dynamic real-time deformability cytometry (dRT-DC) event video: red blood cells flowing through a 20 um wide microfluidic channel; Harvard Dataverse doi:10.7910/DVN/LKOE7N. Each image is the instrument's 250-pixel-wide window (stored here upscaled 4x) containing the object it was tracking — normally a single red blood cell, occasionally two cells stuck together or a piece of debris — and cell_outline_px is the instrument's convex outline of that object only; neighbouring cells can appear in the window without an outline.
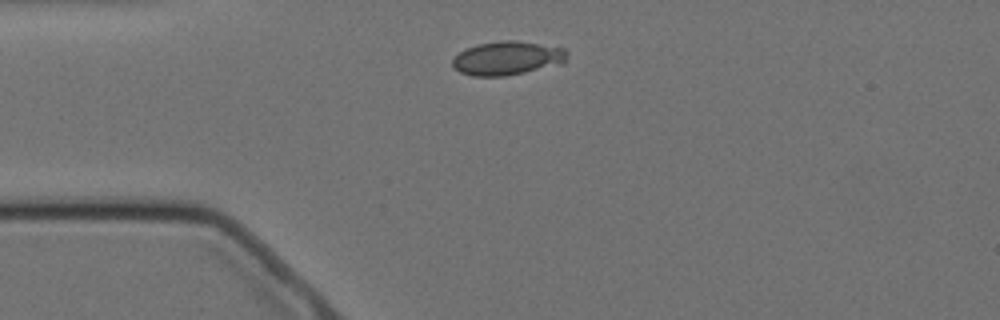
{"species": "Egyptian fruit bat (a non-hibernating species)", "species_latin": "Rousettus aegyptiacus", "temperature_condition": "cold", "stored_images_in_passage": 3, "camera_frame_rate_fps": 3000, "um_per_image_px": 0.085, "animal": {"sex": "female"}, "frame": {"image": 1, "passage_image": 1, "time_ms": 0.0, "image_size_px": [1000, 320], "cell_outline_px": [[564, 64], [504, 76], [472, 76], [460, 72], [452, 68], [452, 60], [460, 52], [476, 44], [500, 40], [516, 40], [564, 48]], "centroid_in_image_um": [43.07, 4.95], "position_along_channel_um": 41.9, "area_um2": 22.43}}